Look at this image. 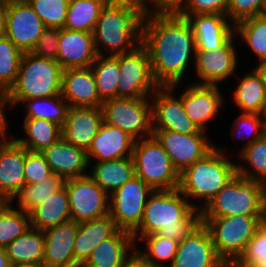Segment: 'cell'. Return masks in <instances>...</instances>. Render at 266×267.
I'll return each mask as SVG.
<instances>
[{
    "instance_id": "cell-8",
    "label": "cell",
    "mask_w": 266,
    "mask_h": 267,
    "mask_svg": "<svg viewBox=\"0 0 266 267\" xmlns=\"http://www.w3.org/2000/svg\"><path fill=\"white\" fill-rule=\"evenodd\" d=\"M132 157L135 175L153 190L178 189L180 173L154 136L135 140Z\"/></svg>"
},
{
    "instance_id": "cell-50",
    "label": "cell",
    "mask_w": 266,
    "mask_h": 267,
    "mask_svg": "<svg viewBox=\"0 0 266 267\" xmlns=\"http://www.w3.org/2000/svg\"><path fill=\"white\" fill-rule=\"evenodd\" d=\"M188 2L189 0H161L149 13L179 14Z\"/></svg>"
},
{
    "instance_id": "cell-35",
    "label": "cell",
    "mask_w": 266,
    "mask_h": 267,
    "mask_svg": "<svg viewBox=\"0 0 266 267\" xmlns=\"http://www.w3.org/2000/svg\"><path fill=\"white\" fill-rule=\"evenodd\" d=\"M266 133V119L264 115L261 114H253V113H237L236 118L232 121V125L230 128V136H231V142L233 141H243L244 144L240 145L237 148V152L234 149V152L232 149H227L226 150V145L219 146L217 144L218 148L220 149L221 152L226 153L228 152L229 155L231 153H236V155L245 147L250 145L252 142L257 140L258 138L262 137ZM232 152H230V151Z\"/></svg>"
},
{
    "instance_id": "cell-13",
    "label": "cell",
    "mask_w": 266,
    "mask_h": 267,
    "mask_svg": "<svg viewBox=\"0 0 266 267\" xmlns=\"http://www.w3.org/2000/svg\"><path fill=\"white\" fill-rule=\"evenodd\" d=\"M185 88L180 91L181 84L169 86L181 99L184 110L190 119L200 130H210L212 122L225 111L228 103L224 97V90L221 86L197 85L183 83ZM222 89V90H221ZM221 112V113H220ZM211 123V124H210ZM210 124V125H209Z\"/></svg>"
},
{
    "instance_id": "cell-25",
    "label": "cell",
    "mask_w": 266,
    "mask_h": 267,
    "mask_svg": "<svg viewBox=\"0 0 266 267\" xmlns=\"http://www.w3.org/2000/svg\"><path fill=\"white\" fill-rule=\"evenodd\" d=\"M135 139L118 127L103 122L86 152L88 162L132 157Z\"/></svg>"
},
{
    "instance_id": "cell-1",
    "label": "cell",
    "mask_w": 266,
    "mask_h": 267,
    "mask_svg": "<svg viewBox=\"0 0 266 267\" xmlns=\"http://www.w3.org/2000/svg\"><path fill=\"white\" fill-rule=\"evenodd\" d=\"M142 45L149 54L153 78L159 87L187 83L196 56L195 37L187 18L146 13Z\"/></svg>"
},
{
    "instance_id": "cell-43",
    "label": "cell",
    "mask_w": 266,
    "mask_h": 267,
    "mask_svg": "<svg viewBox=\"0 0 266 267\" xmlns=\"http://www.w3.org/2000/svg\"><path fill=\"white\" fill-rule=\"evenodd\" d=\"M23 52L5 35L0 37V88L7 93L16 81Z\"/></svg>"
},
{
    "instance_id": "cell-14",
    "label": "cell",
    "mask_w": 266,
    "mask_h": 267,
    "mask_svg": "<svg viewBox=\"0 0 266 267\" xmlns=\"http://www.w3.org/2000/svg\"><path fill=\"white\" fill-rule=\"evenodd\" d=\"M152 132L179 173L204 158L217 146L214 143L216 140L211 141L210 134L204 130L194 134H180L170 130Z\"/></svg>"
},
{
    "instance_id": "cell-31",
    "label": "cell",
    "mask_w": 266,
    "mask_h": 267,
    "mask_svg": "<svg viewBox=\"0 0 266 267\" xmlns=\"http://www.w3.org/2000/svg\"><path fill=\"white\" fill-rule=\"evenodd\" d=\"M22 135L13 138L28 151L41 152L62 137V127L43 118H22ZM23 136V137H21Z\"/></svg>"
},
{
    "instance_id": "cell-15",
    "label": "cell",
    "mask_w": 266,
    "mask_h": 267,
    "mask_svg": "<svg viewBox=\"0 0 266 267\" xmlns=\"http://www.w3.org/2000/svg\"><path fill=\"white\" fill-rule=\"evenodd\" d=\"M71 221L83 222L109 214V195L88 175L65 180Z\"/></svg>"
},
{
    "instance_id": "cell-59",
    "label": "cell",
    "mask_w": 266,
    "mask_h": 267,
    "mask_svg": "<svg viewBox=\"0 0 266 267\" xmlns=\"http://www.w3.org/2000/svg\"><path fill=\"white\" fill-rule=\"evenodd\" d=\"M11 267H47L43 262L12 265Z\"/></svg>"
},
{
    "instance_id": "cell-16",
    "label": "cell",
    "mask_w": 266,
    "mask_h": 267,
    "mask_svg": "<svg viewBox=\"0 0 266 267\" xmlns=\"http://www.w3.org/2000/svg\"><path fill=\"white\" fill-rule=\"evenodd\" d=\"M152 130H170L180 134L200 129L186 114L182 99L169 87H158L151 96Z\"/></svg>"
},
{
    "instance_id": "cell-30",
    "label": "cell",
    "mask_w": 266,
    "mask_h": 267,
    "mask_svg": "<svg viewBox=\"0 0 266 267\" xmlns=\"http://www.w3.org/2000/svg\"><path fill=\"white\" fill-rule=\"evenodd\" d=\"M89 176L108 195L135 176L133 157L101 162H89Z\"/></svg>"
},
{
    "instance_id": "cell-27",
    "label": "cell",
    "mask_w": 266,
    "mask_h": 267,
    "mask_svg": "<svg viewBox=\"0 0 266 267\" xmlns=\"http://www.w3.org/2000/svg\"><path fill=\"white\" fill-rule=\"evenodd\" d=\"M135 246L132 233L119 229L97 245L81 267H125Z\"/></svg>"
},
{
    "instance_id": "cell-44",
    "label": "cell",
    "mask_w": 266,
    "mask_h": 267,
    "mask_svg": "<svg viewBox=\"0 0 266 267\" xmlns=\"http://www.w3.org/2000/svg\"><path fill=\"white\" fill-rule=\"evenodd\" d=\"M45 27H64L69 0H27Z\"/></svg>"
},
{
    "instance_id": "cell-49",
    "label": "cell",
    "mask_w": 266,
    "mask_h": 267,
    "mask_svg": "<svg viewBox=\"0 0 266 267\" xmlns=\"http://www.w3.org/2000/svg\"><path fill=\"white\" fill-rule=\"evenodd\" d=\"M227 14V0H189L178 15Z\"/></svg>"
},
{
    "instance_id": "cell-55",
    "label": "cell",
    "mask_w": 266,
    "mask_h": 267,
    "mask_svg": "<svg viewBox=\"0 0 266 267\" xmlns=\"http://www.w3.org/2000/svg\"><path fill=\"white\" fill-rule=\"evenodd\" d=\"M252 67L260 75L261 80L266 85V60L260 61V62L254 64V65L252 64Z\"/></svg>"
},
{
    "instance_id": "cell-5",
    "label": "cell",
    "mask_w": 266,
    "mask_h": 267,
    "mask_svg": "<svg viewBox=\"0 0 266 267\" xmlns=\"http://www.w3.org/2000/svg\"><path fill=\"white\" fill-rule=\"evenodd\" d=\"M62 71L57 60L23 53L16 81L6 93L7 110L15 112L26 99L60 95Z\"/></svg>"
},
{
    "instance_id": "cell-36",
    "label": "cell",
    "mask_w": 266,
    "mask_h": 267,
    "mask_svg": "<svg viewBox=\"0 0 266 267\" xmlns=\"http://www.w3.org/2000/svg\"><path fill=\"white\" fill-rule=\"evenodd\" d=\"M234 27L239 45H245L254 55L253 60L256 62L253 64L266 60V18L258 15L245 19Z\"/></svg>"
},
{
    "instance_id": "cell-10",
    "label": "cell",
    "mask_w": 266,
    "mask_h": 267,
    "mask_svg": "<svg viewBox=\"0 0 266 267\" xmlns=\"http://www.w3.org/2000/svg\"><path fill=\"white\" fill-rule=\"evenodd\" d=\"M104 122L127 132L135 140L153 136L151 97L111 98L103 101Z\"/></svg>"
},
{
    "instance_id": "cell-40",
    "label": "cell",
    "mask_w": 266,
    "mask_h": 267,
    "mask_svg": "<svg viewBox=\"0 0 266 267\" xmlns=\"http://www.w3.org/2000/svg\"><path fill=\"white\" fill-rule=\"evenodd\" d=\"M140 244L141 246H139ZM178 246L179 241L164 238L155 233L143 236L136 243L135 250L147 261L169 267L174 260Z\"/></svg>"
},
{
    "instance_id": "cell-11",
    "label": "cell",
    "mask_w": 266,
    "mask_h": 267,
    "mask_svg": "<svg viewBox=\"0 0 266 267\" xmlns=\"http://www.w3.org/2000/svg\"><path fill=\"white\" fill-rule=\"evenodd\" d=\"M118 64L117 98L151 97L159 87L153 78L149 54L142 44L118 55Z\"/></svg>"
},
{
    "instance_id": "cell-47",
    "label": "cell",
    "mask_w": 266,
    "mask_h": 267,
    "mask_svg": "<svg viewBox=\"0 0 266 267\" xmlns=\"http://www.w3.org/2000/svg\"><path fill=\"white\" fill-rule=\"evenodd\" d=\"M265 0H227L226 16L235 26L237 23L260 14Z\"/></svg>"
},
{
    "instance_id": "cell-9",
    "label": "cell",
    "mask_w": 266,
    "mask_h": 267,
    "mask_svg": "<svg viewBox=\"0 0 266 267\" xmlns=\"http://www.w3.org/2000/svg\"><path fill=\"white\" fill-rule=\"evenodd\" d=\"M237 47L240 45L236 34H234L222 47L214 51H196L194 69L192 70L195 77L193 80L192 76L190 83L210 86L229 83V80L239 72L238 68L240 67V70L243 68L239 61L240 52Z\"/></svg>"
},
{
    "instance_id": "cell-20",
    "label": "cell",
    "mask_w": 266,
    "mask_h": 267,
    "mask_svg": "<svg viewBox=\"0 0 266 267\" xmlns=\"http://www.w3.org/2000/svg\"><path fill=\"white\" fill-rule=\"evenodd\" d=\"M190 22L196 51H214L222 47L234 34L235 27L223 14L180 15Z\"/></svg>"
},
{
    "instance_id": "cell-61",
    "label": "cell",
    "mask_w": 266,
    "mask_h": 267,
    "mask_svg": "<svg viewBox=\"0 0 266 267\" xmlns=\"http://www.w3.org/2000/svg\"><path fill=\"white\" fill-rule=\"evenodd\" d=\"M259 15H261V16L266 18V0L264 1L263 8H262V10H261Z\"/></svg>"
},
{
    "instance_id": "cell-17",
    "label": "cell",
    "mask_w": 266,
    "mask_h": 267,
    "mask_svg": "<svg viewBox=\"0 0 266 267\" xmlns=\"http://www.w3.org/2000/svg\"><path fill=\"white\" fill-rule=\"evenodd\" d=\"M45 28L28 2L6 5L4 35L23 53L32 51Z\"/></svg>"
},
{
    "instance_id": "cell-42",
    "label": "cell",
    "mask_w": 266,
    "mask_h": 267,
    "mask_svg": "<svg viewBox=\"0 0 266 267\" xmlns=\"http://www.w3.org/2000/svg\"><path fill=\"white\" fill-rule=\"evenodd\" d=\"M31 227L30 214L10 202L0 207V247L5 248Z\"/></svg>"
},
{
    "instance_id": "cell-19",
    "label": "cell",
    "mask_w": 266,
    "mask_h": 267,
    "mask_svg": "<svg viewBox=\"0 0 266 267\" xmlns=\"http://www.w3.org/2000/svg\"><path fill=\"white\" fill-rule=\"evenodd\" d=\"M104 122L101 107H71L62 127V137L77 148L88 151Z\"/></svg>"
},
{
    "instance_id": "cell-26",
    "label": "cell",
    "mask_w": 266,
    "mask_h": 267,
    "mask_svg": "<svg viewBox=\"0 0 266 267\" xmlns=\"http://www.w3.org/2000/svg\"><path fill=\"white\" fill-rule=\"evenodd\" d=\"M26 148L13 137L0 151V197L10 202L25 184Z\"/></svg>"
},
{
    "instance_id": "cell-7",
    "label": "cell",
    "mask_w": 266,
    "mask_h": 267,
    "mask_svg": "<svg viewBox=\"0 0 266 267\" xmlns=\"http://www.w3.org/2000/svg\"><path fill=\"white\" fill-rule=\"evenodd\" d=\"M264 221L266 216L201 217V223L209 230L218 256L226 264L243 254L247 243Z\"/></svg>"
},
{
    "instance_id": "cell-51",
    "label": "cell",
    "mask_w": 266,
    "mask_h": 267,
    "mask_svg": "<svg viewBox=\"0 0 266 267\" xmlns=\"http://www.w3.org/2000/svg\"><path fill=\"white\" fill-rule=\"evenodd\" d=\"M125 267H163L158 264L147 261L136 250L130 256Z\"/></svg>"
},
{
    "instance_id": "cell-34",
    "label": "cell",
    "mask_w": 266,
    "mask_h": 267,
    "mask_svg": "<svg viewBox=\"0 0 266 267\" xmlns=\"http://www.w3.org/2000/svg\"><path fill=\"white\" fill-rule=\"evenodd\" d=\"M235 158L238 175L266 184V133L242 149Z\"/></svg>"
},
{
    "instance_id": "cell-32",
    "label": "cell",
    "mask_w": 266,
    "mask_h": 267,
    "mask_svg": "<svg viewBox=\"0 0 266 267\" xmlns=\"http://www.w3.org/2000/svg\"><path fill=\"white\" fill-rule=\"evenodd\" d=\"M31 227L41 231L71 220L69 196L65 186L49 195L30 213Z\"/></svg>"
},
{
    "instance_id": "cell-46",
    "label": "cell",
    "mask_w": 266,
    "mask_h": 267,
    "mask_svg": "<svg viewBox=\"0 0 266 267\" xmlns=\"http://www.w3.org/2000/svg\"><path fill=\"white\" fill-rule=\"evenodd\" d=\"M239 259L266 266V221L257 228Z\"/></svg>"
},
{
    "instance_id": "cell-12",
    "label": "cell",
    "mask_w": 266,
    "mask_h": 267,
    "mask_svg": "<svg viewBox=\"0 0 266 267\" xmlns=\"http://www.w3.org/2000/svg\"><path fill=\"white\" fill-rule=\"evenodd\" d=\"M153 191L135 175L109 195V215L119 229L133 233L140 226L145 205Z\"/></svg>"
},
{
    "instance_id": "cell-62",
    "label": "cell",
    "mask_w": 266,
    "mask_h": 267,
    "mask_svg": "<svg viewBox=\"0 0 266 267\" xmlns=\"http://www.w3.org/2000/svg\"><path fill=\"white\" fill-rule=\"evenodd\" d=\"M4 200L0 197V207L4 204Z\"/></svg>"
},
{
    "instance_id": "cell-63",
    "label": "cell",
    "mask_w": 266,
    "mask_h": 267,
    "mask_svg": "<svg viewBox=\"0 0 266 267\" xmlns=\"http://www.w3.org/2000/svg\"><path fill=\"white\" fill-rule=\"evenodd\" d=\"M264 117H265V119H266V107H265V110H264Z\"/></svg>"
},
{
    "instance_id": "cell-57",
    "label": "cell",
    "mask_w": 266,
    "mask_h": 267,
    "mask_svg": "<svg viewBox=\"0 0 266 267\" xmlns=\"http://www.w3.org/2000/svg\"><path fill=\"white\" fill-rule=\"evenodd\" d=\"M6 5L0 3V37L4 35Z\"/></svg>"
},
{
    "instance_id": "cell-24",
    "label": "cell",
    "mask_w": 266,
    "mask_h": 267,
    "mask_svg": "<svg viewBox=\"0 0 266 267\" xmlns=\"http://www.w3.org/2000/svg\"><path fill=\"white\" fill-rule=\"evenodd\" d=\"M41 154L49 164L52 173L61 176L64 180L89 174L86 152L68 143L63 137L43 149Z\"/></svg>"
},
{
    "instance_id": "cell-23",
    "label": "cell",
    "mask_w": 266,
    "mask_h": 267,
    "mask_svg": "<svg viewBox=\"0 0 266 267\" xmlns=\"http://www.w3.org/2000/svg\"><path fill=\"white\" fill-rule=\"evenodd\" d=\"M61 95L71 107H102L103 103L91 66L63 70Z\"/></svg>"
},
{
    "instance_id": "cell-54",
    "label": "cell",
    "mask_w": 266,
    "mask_h": 267,
    "mask_svg": "<svg viewBox=\"0 0 266 267\" xmlns=\"http://www.w3.org/2000/svg\"><path fill=\"white\" fill-rule=\"evenodd\" d=\"M226 267H266L264 265L253 264L246 261H241L239 258L233 259L226 264Z\"/></svg>"
},
{
    "instance_id": "cell-33",
    "label": "cell",
    "mask_w": 266,
    "mask_h": 267,
    "mask_svg": "<svg viewBox=\"0 0 266 267\" xmlns=\"http://www.w3.org/2000/svg\"><path fill=\"white\" fill-rule=\"evenodd\" d=\"M44 232L30 227L5 247L11 265L43 262Z\"/></svg>"
},
{
    "instance_id": "cell-22",
    "label": "cell",
    "mask_w": 266,
    "mask_h": 267,
    "mask_svg": "<svg viewBox=\"0 0 266 267\" xmlns=\"http://www.w3.org/2000/svg\"><path fill=\"white\" fill-rule=\"evenodd\" d=\"M78 223L68 221L44 230V258L47 267H80L74 259Z\"/></svg>"
},
{
    "instance_id": "cell-41",
    "label": "cell",
    "mask_w": 266,
    "mask_h": 267,
    "mask_svg": "<svg viewBox=\"0 0 266 267\" xmlns=\"http://www.w3.org/2000/svg\"><path fill=\"white\" fill-rule=\"evenodd\" d=\"M100 99L102 101L117 97V82L120 75L118 55H97L91 65Z\"/></svg>"
},
{
    "instance_id": "cell-60",
    "label": "cell",
    "mask_w": 266,
    "mask_h": 267,
    "mask_svg": "<svg viewBox=\"0 0 266 267\" xmlns=\"http://www.w3.org/2000/svg\"><path fill=\"white\" fill-rule=\"evenodd\" d=\"M27 2V0H0V3L4 5L14 4V3H24Z\"/></svg>"
},
{
    "instance_id": "cell-37",
    "label": "cell",
    "mask_w": 266,
    "mask_h": 267,
    "mask_svg": "<svg viewBox=\"0 0 266 267\" xmlns=\"http://www.w3.org/2000/svg\"><path fill=\"white\" fill-rule=\"evenodd\" d=\"M17 107H21L22 110L24 109V114L22 113L21 115L22 118H43L63 127L69 105L60 94L51 97L26 99Z\"/></svg>"
},
{
    "instance_id": "cell-4",
    "label": "cell",
    "mask_w": 266,
    "mask_h": 267,
    "mask_svg": "<svg viewBox=\"0 0 266 267\" xmlns=\"http://www.w3.org/2000/svg\"><path fill=\"white\" fill-rule=\"evenodd\" d=\"M231 157L234 156L221 152L216 146L180 173L178 190L195 209L201 211L237 174L236 159Z\"/></svg>"
},
{
    "instance_id": "cell-45",
    "label": "cell",
    "mask_w": 266,
    "mask_h": 267,
    "mask_svg": "<svg viewBox=\"0 0 266 267\" xmlns=\"http://www.w3.org/2000/svg\"><path fill=\"white\" fill-rule=\"evenodd\" d=\"M51 168L41 152H31L26 149L24 163L25 184L40 183L52 175Z\"/></svg>"
},
{
    "instance_id": "cell-53",
    "label": "cell",
    "mask_w": 266,
    "mask_h": 267,
    "mask_svg": "<svg viewBox=\"0 0 266 267\" xmlns=\"http://www.w3.org/2000/svg\"><path fill=\"white\" fill-rule=\"evenodd\" d=\"M138 5L145 13H149L161 0H131Z\"/></svg>"
},
{
    "instance_id": "cell-29",
    "label": "cell",
    "mask_w": 266,
    "mask_h": 267,
    "mask_svg": "<svg viewBox=\"0 0 266 267\" xmlns=\"http://www.w3.org/2000/svg\"><path fill=\"white\" fill-rule=\"evenodd\" d=\"M119 228L108 214L104 217L78 223L74 242V259L81 267L90 257L92 250L105 239L112 237Z\"/></svg>"
},
{
    "instance_id": "cell-52",
    "label": "cell",
    "mask_w": 266,
    "mask_h": 267,
    "mask_svg": "<svg viewBox=\"0 0 266 267\" xmlns=\"http://www.w3.org/2000/svg\"><path fill=\"white\" fill-rule=\"evenodd\" d=\"M10 121L9 119L0 120V151L4 147V145L13 137L14 133H11V129L9 128ZM10 129V130H8ZM10 131V133H9ZM9 133V134H8ZM13 134V135H12Z\"/></svg>"
},
{
    "instance_id": "cell-2",
    "label": "cell",
    "mask_w": 266,
    "mask_h": 267,
    "mask_svg": "<svg viewBox=\"0 0 266 267\" xmlns=\"http://www.w3.org/2000/svg\"><path fill=\"white\" fill-rule=\"evenodd\" d=\"M201 223V211L194 208L178 189L154 190L148 197L140 226L132 233L135 244L157 233L183 241Z\"/></svg>"
},
{
    "instance_id": "cell-56",
    "label": "cell",
    "mask_w": 266,
    "mask_h": 267,
    "mask_svg": "<svg viewBox=\"0 0 266 267\" xmlns=\"http://www.w3.org/2000/svg\"><path fill=\"white\" fill-rule=\"evenodd\" d=\"M5 110L7 111L6 93L0 88V120L9 119Z\"/></svg>"
},
{
    "instance_id": "cell-21",
    "label": "cell",
    "mask_w": 266,
    "mask_h": 267,
    "mask_svg": "<svg viewBox=\"0 0 266 267\" xmlns=\"http://www.w3.org/2000/svg\"><path fill=\"white\" fill-rule=\"evenodd\" d=\"M97 55L93 33L60 29L57 61L63 70L90 67Z\"/></svg>"
},
{
    "instance_id": "cell-58",
    "label": "cell",
    "mask_w": 266,
    "mask_h": 267,
    "mask_svg": "<svg viewBox=\"0 0 266 267\" xmlns=\"http://www.w3.org/2000/svg\"><path fill=\"white\" fill-rule=\"evenodd\" d=\"M5 248L0 247V267H11Z\"/></svg>"
},
{
    "instance_id": "cell-48",
    "label": "cell",
    "mask_w": 266,
    "mask_h": 267,
    "mask_svg": "<svg viewBox=\"0 0 266 267\" xmlns=\"http://www.w3.org/2000/svg\"><path fill=\"white\" fill-rule=\"evenodd\" d=\"M59 38V28L46 27L31 53L42 58L57 60Z\"/></svg>"
},
{
    "instance_id": "cell-3",
    "label": "cell",
    "mask_w": 266,
    "mask_h": 267,
    "mask_svg": "<svg viewBox=\"0 0 266 267\" xmlns=\"http://www.w3.org/2000/svg\"><path fill=\"white\" fill-rule=\"evenodd\" d=\"M145 15L131 0H108L93 31L97 54L116 56L135 50L142 44Z\"/></svg>"
},
{
    "instance_id": "cell-28",
    "label": "cell",
    "mask_w": 266,
    "mask_h": 267,
    "mask_svg": "<svg viewBox=\"0 0 266 267\" xmlns=\"http://www.w3.org/2000/svg\"><path fill=\"white\" fill-rule=\"evenodd\" d=\"M251 68L249 67L248 72H243L244 74L241 76L238 72L234 77L239 81L238 83L235 81L236 85L231 91V104L233 103L240 113L263 115L266 107V85L256 70Z\"/></svg>"
},
{
    "instance_id": "cell-18",
    "label": "cell",
    "mask_w": 266,
    "mask_h": 267,
    "mask_svg": "<svg viewBox=\"0 0 266 267\" xmlns=\"http://www.w3.org/2000/svg\"><path fill=\"white\" fill-rule=\"evenodd\" d=\"M169 267H226V263L218 256L209 230L200 223L179 242Z\"/></svg>"
},
{
    "instance_id": "cell-38",
    "label": "cell",
    "mask_w": 266,
    "mask_h": 267,
    "mask_svg": "<svg viewBox=\"0 0 266 267\" xmlns=\"http://www.w3.org/2000/svg\"><path fill=\"white\" fill-rule=\"evenodd\" d=\"M65 180L56 174H52L45 180L36 184H24L10 203L16 205V209L30 213L36 206L45 201L49 195L57 192L64 186ZM15 202H17L15 204Z\"/></svg>"
},
{
    "instance_id": "cell-6",
    "label": "cell",
    "mask_w": 266,
    "mask_h": 267,
    "mask_svg": "<svg viewBox=\"0 0 266 267\" xmlns=\"http://www.w3.org/2000/svg\"><path fill=\"white\" fill-rule=\"evenodd\" d=\"M266 216L265 184L236 174L201 210V217Z\"/></svg>"
},
{
    "instance_id": "cell-39",
    "label": "cell",
    "mask_w": 266,
    "mask_h": 267,
    "mask_svg": "<svg viewBox=\"0 0 266 267\" xmlns=\"http://www.w3.org/2000/svg\"><path fill=\"white\" fill-rule=\"evenodd\" d=\"M108 0H69L65 29L93 33L101 9Z\"/></svg>"
}]
</instances>
